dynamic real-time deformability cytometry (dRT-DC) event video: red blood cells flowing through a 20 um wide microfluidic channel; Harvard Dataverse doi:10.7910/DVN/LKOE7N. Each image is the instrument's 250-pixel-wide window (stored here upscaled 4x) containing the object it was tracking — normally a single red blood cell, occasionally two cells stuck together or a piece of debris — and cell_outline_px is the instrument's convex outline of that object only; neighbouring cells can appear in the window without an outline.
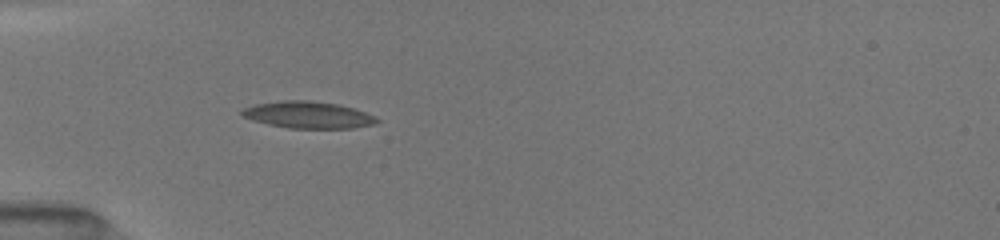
{"species": "common noctule bat (a hibernating species)", "species_latin": "Nyctalus noctula", "temperature_condition": "room temperature", "stored_images_in_passage": 7, "camera_frame_rate_fps": 3000, "um_per_image_px": 0.085, "animal": {"sex": "female", "body_mass_g": 19.5, "forearm_length_mm": 54.1}, "frame": {"image": 1, "passage_image": 2, "time_ms": 1.0, "image_size_px": [1000, 240], "cell_outline_px": [[380, 120], [376, 124], [352, 128], [288, 128], [268, 124], [252, 120], [240, 116], [240, 112], [244, 108], [252, 104], [280, 100], [308, 100], [340, 104], [364, 112]], "centroid_in_image_um": [26.13, 9.76], "position_along_channel_um": 58.9, "area_um2": 21.21}}